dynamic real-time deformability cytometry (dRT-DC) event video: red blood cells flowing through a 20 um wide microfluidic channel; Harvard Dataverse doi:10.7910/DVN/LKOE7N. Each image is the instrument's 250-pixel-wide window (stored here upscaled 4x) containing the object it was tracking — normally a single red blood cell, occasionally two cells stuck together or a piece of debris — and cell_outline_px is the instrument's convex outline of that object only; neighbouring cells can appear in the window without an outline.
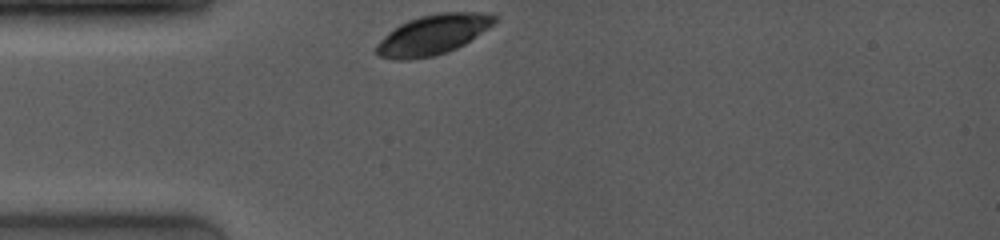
{"species": "common noctule bat (a hibernating species)", "species_latin": "Nyctalus noctula", "temperature_condition": "room temperature", "stored_images_in_passage": 24, "camera_frame_rate_fps": 4000, "um_per_image_px": 0.085, "animal": {"sex": "female", "body_mass_g": 19.0, "forearm_length_mm": 53.3}, "frame": {"image": 1, "passage_image": 1, "time_ms": 0.0, "image_size_px": [1000, 240], "cell_outline_px": [[496, 20], [488, 28], [464, 44], [448, 52], [432, 56], [408, 60], [396, 60], [380, 56], [376, 52], [376, 44], [388, 32], [400, 24], [408, 20], [420, 16], [440, 12], [480, 12], [496, 16]], "centroid_in_image_um": [36.77, 2.95], "position_along_channel_um": 48.2, "area_um2": 27.28}}
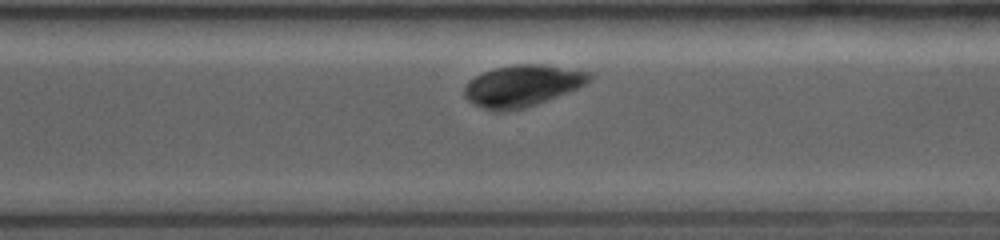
{"frame": {"image": 2, "passage_image": 21, "time_ms": 7.5, "image_size_px": [1000, 240], "cell_outline_px": [[592, 80], [576, 88], [536, 104], [524, 108], [508, 112], [492, 112], [468, 100], [464, 96], [464, 88], [468, 80], [484, 72], [496, 68], [516, 64], [540, 64], [592, 72]], "centroid_in_image_um": [44.37, 7.3], "position_along_channel_um": 326.2, "area_um2": 30.06}}
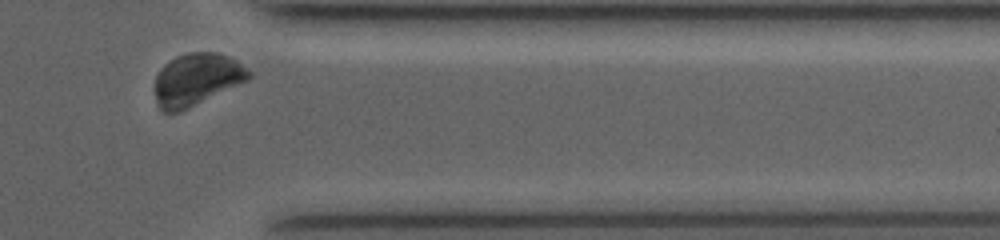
{"frame": {"image": 3, "passage_image": 24, "time_ms": 9.25, "image_size_px": [1000, 240], "cell_outline_px": [[252, 76], [248, 80], [180, 112], [160, 112], [156, 104], [156, 76], [160, 68], [164, 64], [176, 56], [188, 52], [216, 52], [228, 56], [236, 60], [252, 72]], "centroid_in_image_um": [16.7, 6.75], "position_along_channel_um": 394.7, "area_um2": 28.67}}